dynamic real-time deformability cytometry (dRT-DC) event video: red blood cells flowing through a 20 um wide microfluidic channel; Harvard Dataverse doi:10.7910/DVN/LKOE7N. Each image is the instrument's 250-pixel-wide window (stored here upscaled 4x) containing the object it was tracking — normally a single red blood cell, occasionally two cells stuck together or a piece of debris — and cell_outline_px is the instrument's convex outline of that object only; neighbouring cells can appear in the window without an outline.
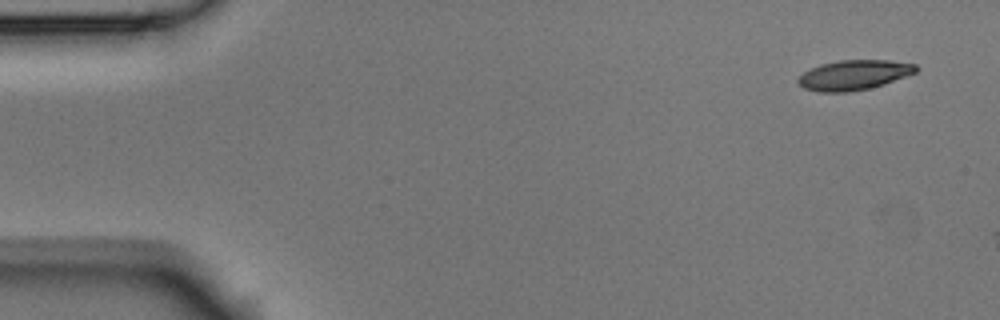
{"species": "Egyptian fruit bat (a non-hibernating species)", "species_latin": "Rousettus aegyptiacus", "temperature_condition": "room temperature", "stored_images_in_passage": 3, "camera_frame_rate_fps": 3000, "um_per_image_px": 0.085, "animal": {"sex": "male"}, "frame": {"image": 1, "passage_image": 1, "time_ms": 0.0, "image_size_px": [1000, 320], "cell_outline_px": [[920, 68], [916, 72], [884, 84], [868, 88], [848, 92], [820, 92], [804, 88], [796, 80], [804, 72], [820, 64], [840, 60], [888, 60], [916, 64]], "centroid_in_image_um": [72.59, 6.37], "position_along_channel_um": 12.4, "area_um2": 20.4}}
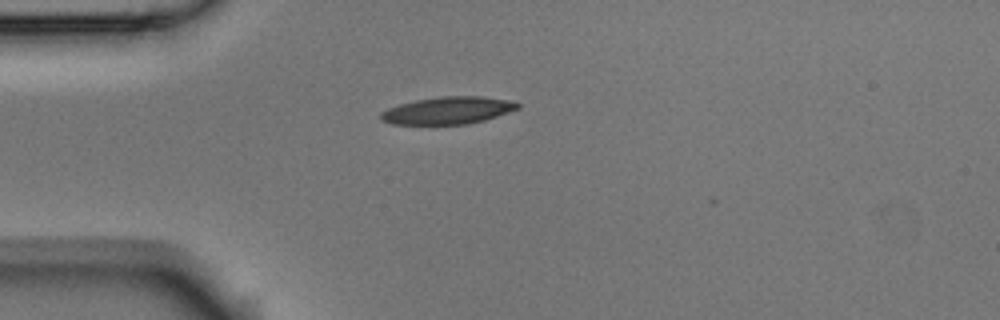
{"frame": {"image": 2, "passage_image": 3, "time_ms": 0.667, "image_size_px": [1000, 320], "cell_outline_px": [[520, 108], [484, 120], [468, 124], [392, 124], [380, 120], [380, 112], [388, 108], [400, 104], [416, 100], [440, 96], [480, 96], [508, 100], [520, 104]], "centroid_in_image_um": [38.05, 9.39], "position_along_channel_um": 47.0, "area_um2": 21.68}}